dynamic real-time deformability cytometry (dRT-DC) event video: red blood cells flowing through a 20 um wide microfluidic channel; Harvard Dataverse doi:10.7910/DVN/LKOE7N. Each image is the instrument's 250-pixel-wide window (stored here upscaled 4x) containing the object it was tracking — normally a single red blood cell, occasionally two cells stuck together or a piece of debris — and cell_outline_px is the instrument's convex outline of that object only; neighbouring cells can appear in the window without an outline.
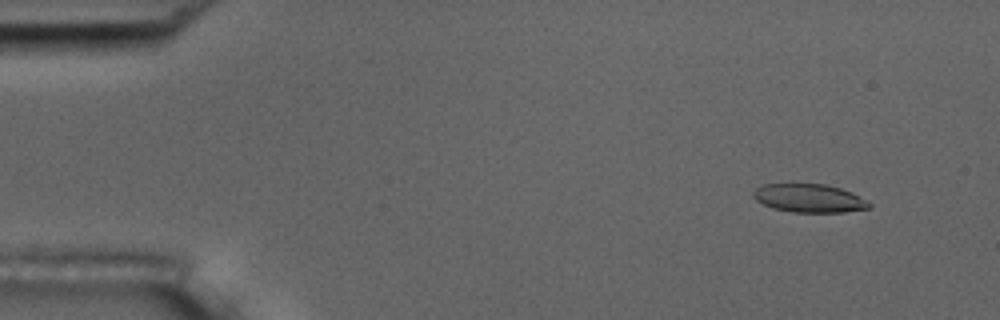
{"species": "common noctule bat (a hibernating species)", "species_latin": "Nyctalus noctula", "temperature_condition": "room temperature", "stored_images_in_passage": 5, "camera_frame_rate_fps": 3000, "um_per_image_px": 0.085, "animal": {"sex": "male", "body_mass_g": 17.5, "forearm_length_mm": 52.3}, "frame": {"image": 1, "passage_image": 2, "time_ms": 1.0, "image_size_px": [1000, 320], "cell_outline_px": [[872, 208], [844, 212], [792, 212], [772, 208], [756, 200], [752, 196], [752, 192], [756, 188], [764, 184], [824, 184], [840, 188], [852, 192], [868, 200], [872, 204]], "centroid_in_image_um": [68.81, 16.85], "position_along_channel_um": 16.2, "area_um2": 19.31}}
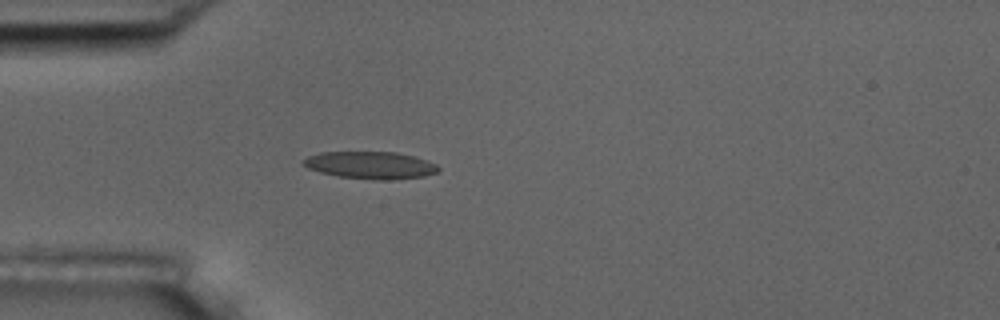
{"frame": {"image": 2, "passage_image": 5, "time_ms": 4.667, "image_size_px": [1000, 320], "cell_outline_px": [[440, 172], [424, 176], [388, 180], [380, 180], [340, 176], [320, 172], [308, 168], [304, 164], [304, 160], [308, 156], [320, 152], [396, 152], [428, 160], [436, 164], [440, 168]], "centroid_in_image_um": [31.54, 14.03], "position_along_channel_um": 53.5, "area_um2": 21.33}}